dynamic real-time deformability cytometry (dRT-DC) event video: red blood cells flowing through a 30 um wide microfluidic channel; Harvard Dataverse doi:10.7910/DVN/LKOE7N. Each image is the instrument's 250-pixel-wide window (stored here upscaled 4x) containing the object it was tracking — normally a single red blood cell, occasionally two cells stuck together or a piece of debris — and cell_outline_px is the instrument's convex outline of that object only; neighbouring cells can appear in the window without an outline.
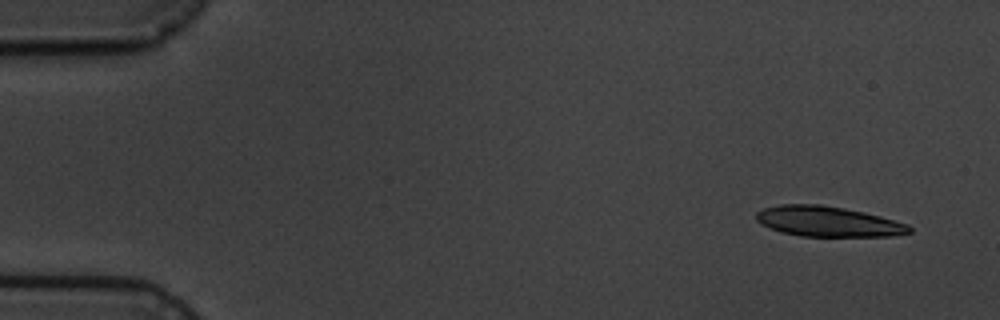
{"species": "common noctule bat (a hibernating species)", "species_latin": "Nyctalus noctula", "temperature_condition": "cold", "stored_images_in_passage": 5, "camera_frame_rate_fps": 3000, "um_per_image_px": 0.085, "animal": {"sex": "male", "body_mass_g": 19.5, "forearm_length_mm": 54.6}, "frame": {"image": 1, "passage_image": 1, "time_ms": 0.0, "image_size_px": [1000, 320], "cell_outline_px": [[912, 232], [892, 236], [800, 236], [780, 232], [756, 220], [756, 212], [764, 208], [780, 204], [820, 204], [844, 208], [864, 212], [880, 216], [908, 224], [912, 228]], "centroid_in_image_um": [70.39, 18.82], "position_along_channel_um": 14.6, "area_um2": 26.93}}